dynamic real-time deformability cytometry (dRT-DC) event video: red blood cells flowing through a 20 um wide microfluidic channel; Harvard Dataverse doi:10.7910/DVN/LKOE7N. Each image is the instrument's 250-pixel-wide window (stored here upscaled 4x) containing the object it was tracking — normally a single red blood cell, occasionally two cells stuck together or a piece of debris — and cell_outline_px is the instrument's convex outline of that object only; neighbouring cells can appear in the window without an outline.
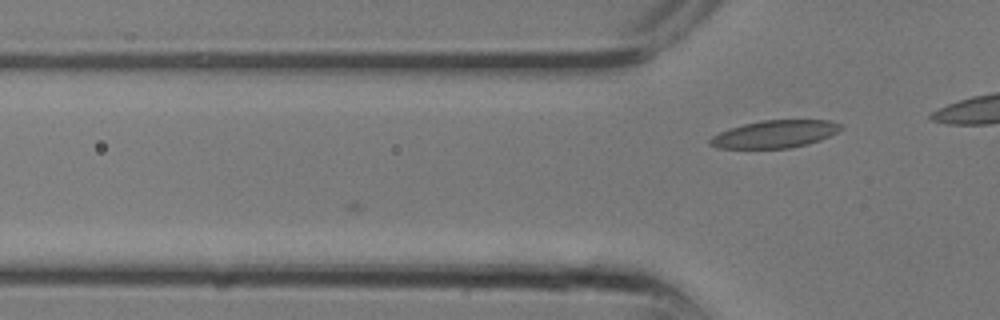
{"species": "common noctule bat (a hibernating species)", "species_latin": "Nyctalus noctula", "temperature_condition": "room temperature", "stored_images_in_passage": 7, "camera_frame_rate_fps": 3000, "um_per_image_px": 0.085, "animal": {"sex": "male", "body_mass_g": 13.3}, "frame": {"image": 1, "passage_image": 7, "time_ms": 2.0, "image_size_px": [1000, 320], "cell_outline_px": [[844, 128], [820, 140], [808, 144], [792, 148], [720, 148], [708, 144], [708, 140], [712, 136], [720, 132], [744, 124], [764, 120], [832, 120], [840, 124]], "centroid_in_image_um": [65.88, 11.4], "position_along_channel_um": 59.9, "area_um2": 20.87}}